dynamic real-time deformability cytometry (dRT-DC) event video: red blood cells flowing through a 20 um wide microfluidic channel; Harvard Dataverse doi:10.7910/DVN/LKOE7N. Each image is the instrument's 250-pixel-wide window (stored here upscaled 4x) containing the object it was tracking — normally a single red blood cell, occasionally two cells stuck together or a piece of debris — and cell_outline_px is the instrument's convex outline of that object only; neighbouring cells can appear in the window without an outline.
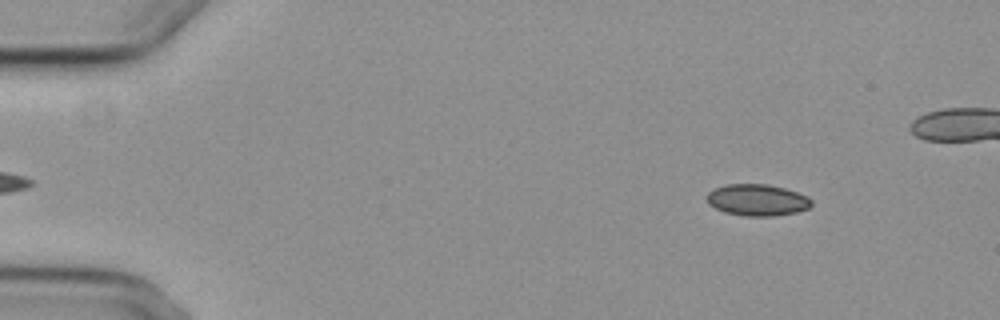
{"species": "common noctule bat (a hibernating species)", "species_latin": "Nyctalus noctula", "temperature_condition": "cold", "stored_images_in_passage": 4, "camera_frame_rate_fps": 3000, "um_per_image_px": 0.085, "animal": {"sex": "female", "body_mass_g": 29.2, "forearm_length_mm": 56.3}, "frame": {"image": 1, "passage_image": 1, "time_ms": 0.0, "image_size_px": [1000, 320], "cell_outline_px": [[812, 204], [808, 208], [796, 212], [772, 216], [744, 216], [724, 212], [708, 204], [704, 196], [708, 192], [716, 188], [728, 184], [768, 184], [784, 188], [808, 196], [812, 200]], "centroid_in_image_um": [64.34, 17.0], "position_along_channel_um": 20.7, "area_um2": 19.31}}